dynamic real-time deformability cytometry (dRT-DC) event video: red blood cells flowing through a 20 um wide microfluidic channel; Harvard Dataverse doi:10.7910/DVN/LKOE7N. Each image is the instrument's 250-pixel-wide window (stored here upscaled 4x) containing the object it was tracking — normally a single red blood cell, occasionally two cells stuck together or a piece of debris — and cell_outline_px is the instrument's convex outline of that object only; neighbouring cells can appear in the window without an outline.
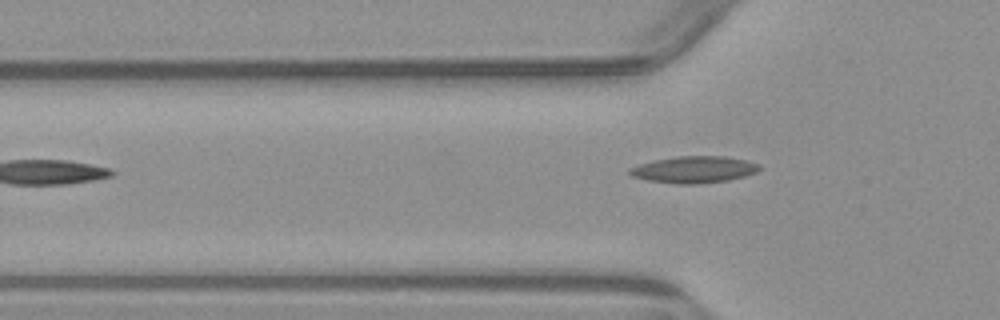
{"species": "common noctule bat (a hibernating species)", "species_latin": "Nyctalus noctula", "temperature_condition": "warm", "stored_images_in_passage": 3, "camera_frame_rate_fps": 3000, "um_per_image_px": 0.085, "animal": {"sex": "male", "body_mass_g": 23.1, "forearm_length_mm": 52.7}, "frame": {"image": 1, "passage_image": 3, "time_ms": 2.333, "image_size_px": [1000, 320], "cell_outline_px": [[764, 168], [756, 172], [744, 176], [728, 180], [696, 184], [676, 184], [648, 180], [632, 176], [628, 172], [628, 168], [652, 160], [676, 156], [724, 156], [744, 160], [760, 164]], "centroid_in_image_um": [58.99, 14.41], "position_along_channel_um": 66.8, "area_um2": 20.29}}